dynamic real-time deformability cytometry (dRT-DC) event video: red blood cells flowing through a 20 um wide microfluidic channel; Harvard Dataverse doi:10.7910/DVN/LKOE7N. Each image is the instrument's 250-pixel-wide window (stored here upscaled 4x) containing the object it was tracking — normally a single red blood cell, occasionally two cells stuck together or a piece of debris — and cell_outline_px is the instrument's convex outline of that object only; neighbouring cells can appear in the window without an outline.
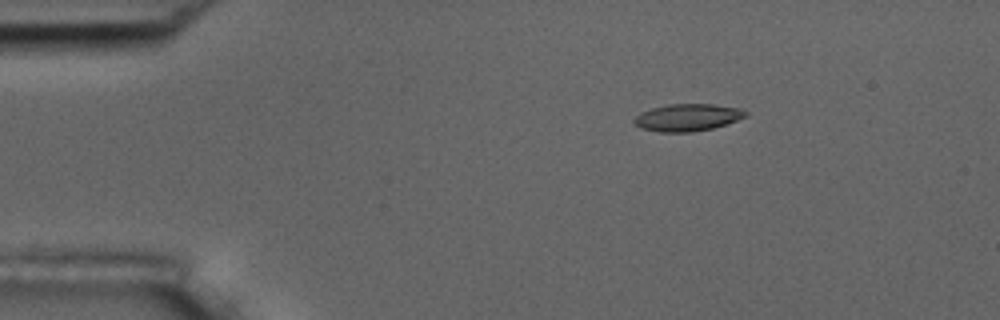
{"species": "common noctule bat (a hibernating species)", "species_latin": "Nyctalus noctula", "temperature_condition": "room temperature", "stored_images_in_passage": 3, "camera_frame_rate_fps": 3000, "um_per_image_px": 0.085, "animal": {"sex": "male", "body_mass_g": 17.5, "forearm_length_mm": 52.3}, "frame": {"image": 1, "passage_image": 1, "time_ms": 0.0, "image_size_px": [1000, 320], "cell_outline_px": [[748, 116], [712, 128], [692, 132], [660, 132], [640, 128], [632, 120], [640, 112], [652, 108], [668, 104], [716, 104], [740, 108], [748, 112]], "centroid_in_image_um": [58.43, 9.97], "position_along_channel_um": 26.6, "area_um2": 17.69}}